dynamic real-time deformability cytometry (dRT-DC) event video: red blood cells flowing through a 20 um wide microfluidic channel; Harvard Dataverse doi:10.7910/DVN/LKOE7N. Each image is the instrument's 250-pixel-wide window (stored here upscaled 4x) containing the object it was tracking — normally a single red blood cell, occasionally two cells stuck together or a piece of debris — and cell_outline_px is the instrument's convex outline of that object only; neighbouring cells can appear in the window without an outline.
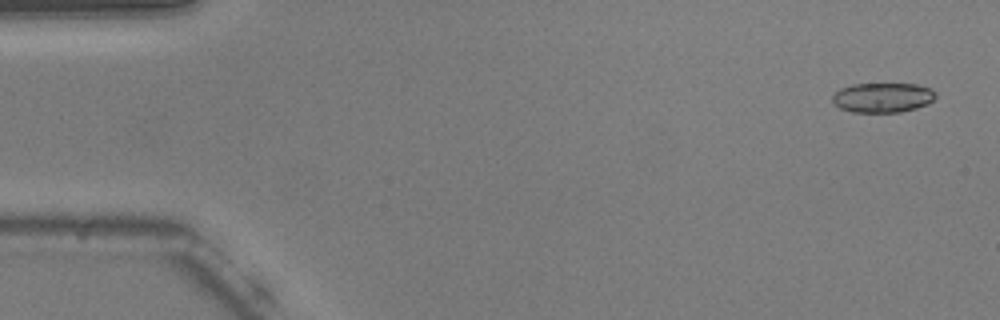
{"species": "common noctule bat (a hibernating species)", "species_latin": "Nyctalus noctula", "temperature_condition": "warm", "stored_images_in_passage": 55, "camera_frame_rate_fps": 3000, "um_per_image_px": 0.085, "animal": {"sex": "male", "body_mass_g": 20.5, "forearm_length_mm": 52.5}, "frame": {"image": 1, "passage_image": 3, "time_ms": 0.667, "image_size_px": [1000, 320], "cell_outline_px": [[936, 96], [928, 104], [916, 108], [900, 112], [852, 112], [840, 108], [832, 104], [832, 96], [840, 88], [852, 84], [916, 84], [932, 88], [936, 92]], "centroid_in_image_um": [75.02, 8.29], "position_along_channel_um": 10.0, "area_um2": 18.03}}
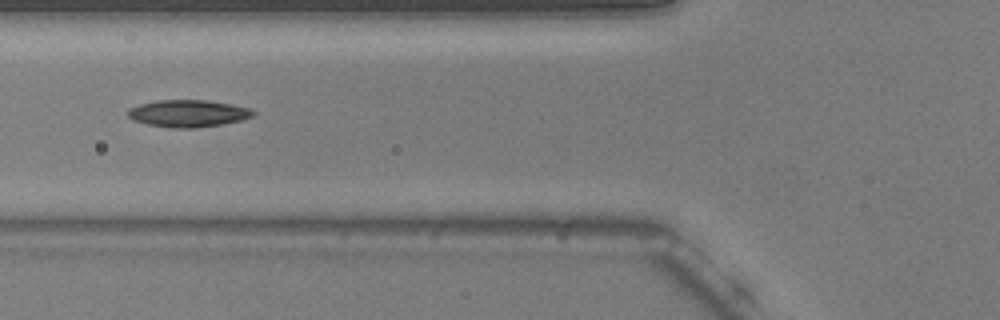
{"frame": {"image": 2, "passage_image": 21, "time_ms": 6.667, "image_size_px": [1000, 320], "cell_outline_px": [[256, 112], [252, 116], [240, 120], [224, 124], [196, 128], [172, 128], [148, 124], [132, 120], [128, 116], [128, 108], [140, 104], [160, 100], [208, 100], [232, 104], [248, 108]], "centroid_in_image_um": [15.98, 9.64], "position_along_channel_um": 109.8, "area_um2": 19.77}}
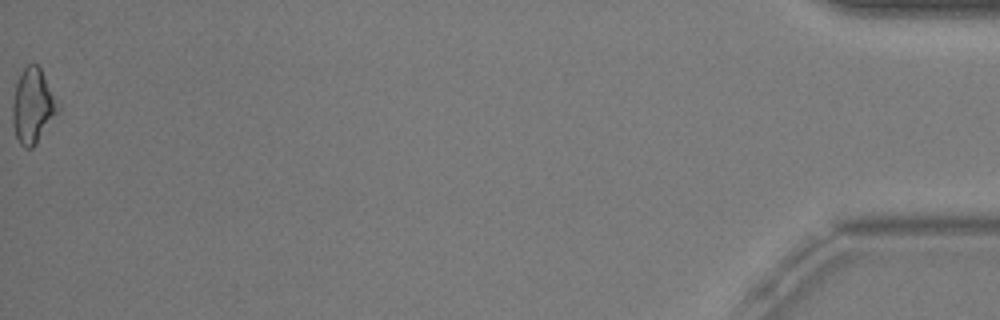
{"frame": {"image": 3, "passage_image": 55, "time_ms": 18.0, "image_size_px": [1000, 320], "cell_outline_px": [[60, 108], [36, 144], [32, 148], [24, 148], [20, 144], [16, 136], [12, 124], [12, 104], [16, 84], [24, 68], [28, 64], [36, 64], [40, 68], [60, 104]], "centroid_in_image_um": [2.79, 9.02], "position_along_channel_um": 432.4, "area_um2": 19.59}, "authors_computed_cell_mechanics": {"area_um2": 18.6694, "velocity_mm_per_s": 3.7606, "shape_relaxation_time_tau1_ms": 3.62, "shape_relaxation_time_tau2_ms": null, "deformation_change_tau1": 0.1602, "deformation_change_tau2": null}}